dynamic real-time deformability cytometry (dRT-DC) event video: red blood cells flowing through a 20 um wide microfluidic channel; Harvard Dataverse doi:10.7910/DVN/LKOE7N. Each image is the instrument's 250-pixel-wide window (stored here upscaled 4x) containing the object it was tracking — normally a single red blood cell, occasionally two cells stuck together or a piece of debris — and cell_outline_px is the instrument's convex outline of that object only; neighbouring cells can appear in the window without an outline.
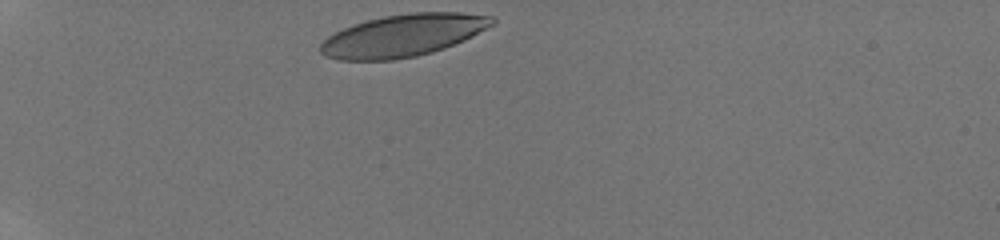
{"species": "human", "species_latin": "Homo sapiens", "temperature_condition": "room temperature", "stored_images_in_passage": 14, "camera_frame_rate_fps": 3000, "um_per_image_px": 0.085, "donor": {"sex": "male"}, "frame": {"image": 1, "passage_image": 1, "time_ms": 0.0, "image_size_px": [1000, 240], "cell_outline_px": [[496, 24], [464, 40], [444, 48], [432, 52], [416, 56], [392, 60], [340, 60], [328, 56], [320, 52], [320, 44], [328, 36], [344, 28], [368, 20], [384, 16], [408, 12], [460, 12], [492, 16], [496, 20]], "centroid_in_image_um": [34.31, 3.0], "position_along_channel_um": 50.7, "area_um2": 42.14}}
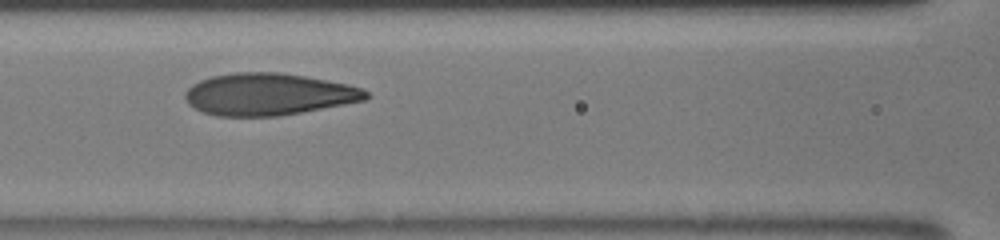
{"frame": {"image": 2, "passage_image": 7, "time_ms": 2.0, "image_size_px": [1000, 240], "cell_outline_px": [[372, 96], [364, 100], [344, 104], [280, 116], [216, 116], [204, 112], [188, 104], [184, 96], [184, 92], [192, 84], [200, 80], [212, 76], [236, 72], [280, 72], [304, 76], [348, 84], [364, 88]], "centroid_in_image_um": [22.82, 8.01], "position_along_channel_um": 143.8, "area_um2": 44.33}}
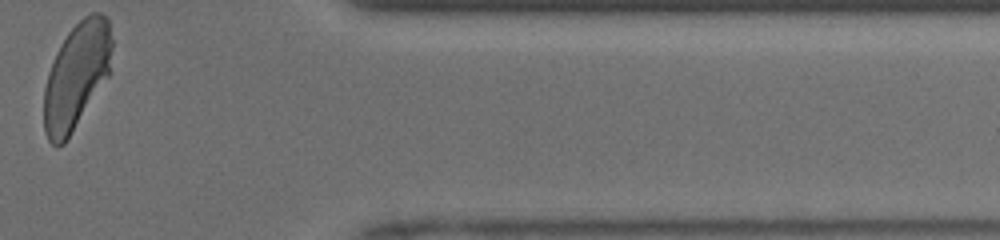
{"frame": {"image": 3, "passage_image": 14, "time_ms": 4.333, "image_size_px": [1000, 240], "cell_outline_px": [[112, 72], [64, 144], [56, 148], [48, 140], [44, 132], [44, 88], [48, 72], [56, 52], [60, 44], [68, 32], [84, 16], [92, 12], [100, 12], [108, 16], [112, 40]], "centroid_in_image_um": [6.53, 6.43], "position_along_channel_um": 404.9, "area_um2": 42.77}}